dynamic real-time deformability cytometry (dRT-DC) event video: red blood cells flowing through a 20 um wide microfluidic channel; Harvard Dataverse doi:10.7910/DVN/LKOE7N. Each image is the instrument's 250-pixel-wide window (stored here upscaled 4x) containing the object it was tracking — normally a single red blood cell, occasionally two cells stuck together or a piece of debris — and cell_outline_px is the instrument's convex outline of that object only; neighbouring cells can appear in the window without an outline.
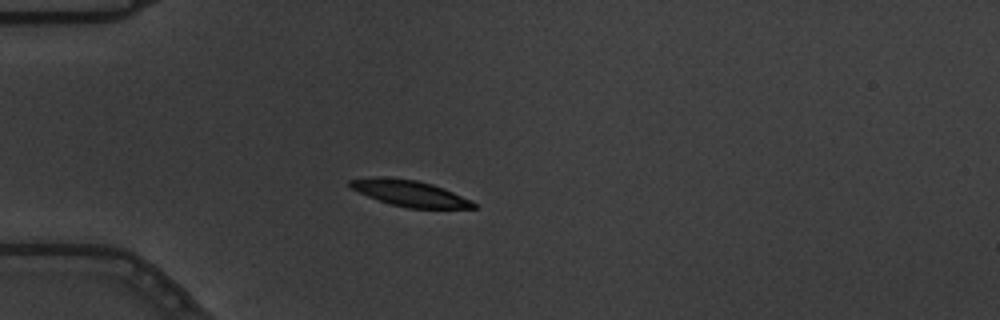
{"species": "common noctule bat (a hibernating species)", "species_latin": "Nyctalus noctula", "temperature_condition": "warm", "stored_images_in_passage": 4, "camera_frame_rate_fps": 3000, "um_per_image_px": 0.085, "animal": {"sex": "male", "body_mass_g": 19.5, "forearm_length_mm": 54.6}, "frame": {"image": 1, "passage_image": 4, "time_ms": 1.0, "image_size_px": [1000, 320], "cell_outline_px": [[476, 208], [408, 208], [392, 204], [368, 196], [352, 188], [348, 184], [348, 180], [376, 176], [384, 176], [416, 180], [432, 184], [444, 188], [472, 200], [476, 204]], "centroid_in_image_um": [34.84, 16.41], "position_along_channel_um": 50.2, "area_um2": 18.67}}